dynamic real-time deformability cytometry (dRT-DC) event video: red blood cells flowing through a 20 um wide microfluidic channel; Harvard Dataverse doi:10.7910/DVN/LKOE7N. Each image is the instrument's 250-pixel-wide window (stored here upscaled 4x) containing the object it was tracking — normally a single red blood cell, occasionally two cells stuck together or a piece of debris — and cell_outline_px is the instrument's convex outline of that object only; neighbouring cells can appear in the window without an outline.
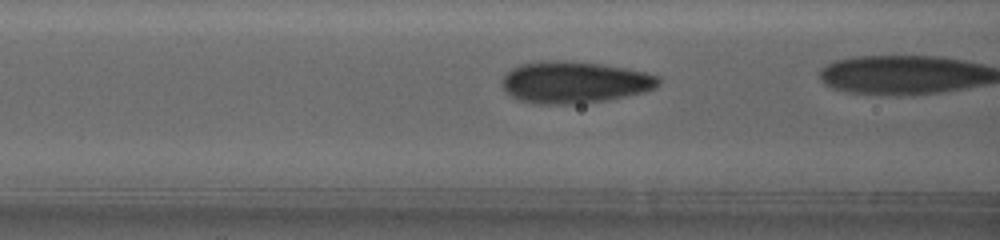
{"species": "human", "species_latin": "Homo sapiens", "temperature_condition": "warm", "stored_images_in_passage": 6, "camera_frame_rate_fps": 3000, "um_per_image_px": 0.085, "donor": {"sex": "female"}, "frame": {"image": 1, "passage_image": 3, "time_ms": 0.667, "image_size_px": [1000, 240], "cell_outline_px": [[660, 84], [656, 88], [644, 92], [604, 100], [572, 104], [532, 104], [516, 100], [504, 88], [500, 80], [512, 68], [520, 64], [540, 60], [572, 60], [604, 64], [644, 72], [656, 76], [660, 80]], "centroid_in_image_um": [48.78, 6.98], "position_along_channel_um": 117.8, "area_um2": 38.32}}